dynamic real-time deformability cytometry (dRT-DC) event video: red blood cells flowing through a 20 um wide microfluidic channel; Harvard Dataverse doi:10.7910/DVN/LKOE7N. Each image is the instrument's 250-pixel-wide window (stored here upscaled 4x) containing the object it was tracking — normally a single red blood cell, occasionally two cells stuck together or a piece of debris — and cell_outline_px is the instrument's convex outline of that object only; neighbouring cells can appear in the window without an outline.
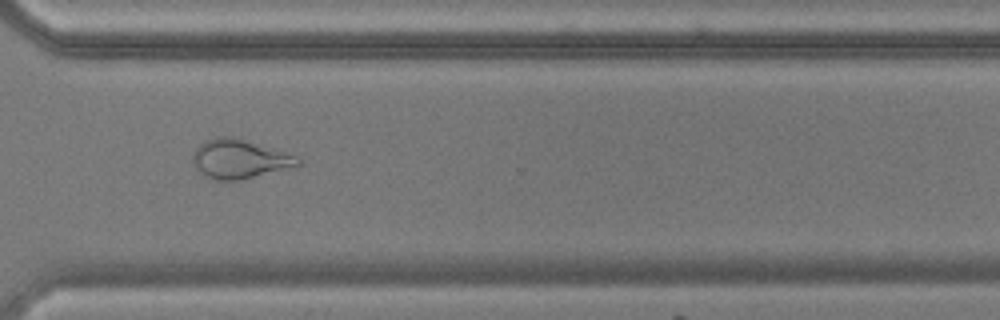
{"species": "common noctule bat (a hibernating species)", "species_latin": "Nyctalus noctula", "temperature_condition": "warm", "stored_images_in_passage": 33, "camera_frame_rate_fps": 3000, "um_per_image_px": 0.085, "animal": {"sex": "male", "body_mass_g": 17.9, "forearm_length_mm": 54.2}, "frame": {"image": 1, "passage_image": 30, "time_ms": 9.667, "image_size_px": [1000, 320], "cell_outline_px": [[304, 164], [240, 180], [216, 180], [204, 176], [196, 168], [192, 160], [192, 156], [196, 148], [204, 140], [220, 136], [232, 136], [296, 156]], "centroid_in_image_um": [20.31, 13.52], "position_along_channel_um": 350.3, "area_um2": 23.64}, "authors_computed_cell_mechanics": {"area_um2": 20.0566, "velocity_mm_per_s": 3.7847, "shape_relaxation_time_tau1_ms": null, "shape_relaxation_time_tau2_ms": 1.6504, "deformation_change_tau1": null, "deformation_change_tau2": 0.106}}